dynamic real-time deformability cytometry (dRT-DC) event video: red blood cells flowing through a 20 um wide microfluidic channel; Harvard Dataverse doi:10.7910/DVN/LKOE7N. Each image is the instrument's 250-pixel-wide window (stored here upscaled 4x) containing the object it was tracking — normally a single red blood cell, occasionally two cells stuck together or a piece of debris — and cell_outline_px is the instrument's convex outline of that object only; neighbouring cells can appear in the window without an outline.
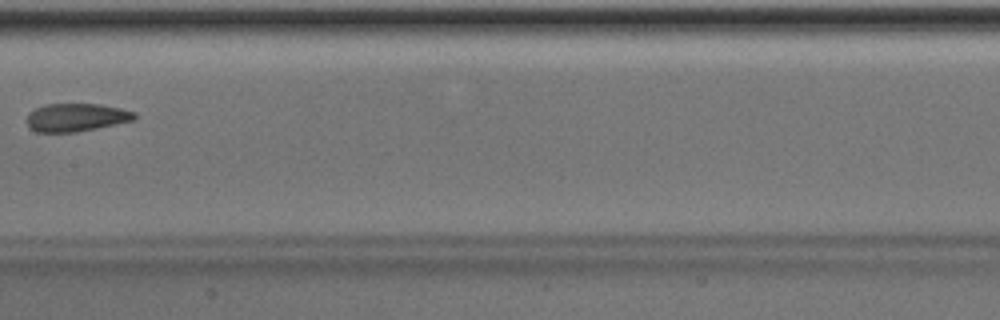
{"species": "Egyptian fruit bat (a non-hibernating species)", "species_latin": "Rousettus aegyptiacus", "temperature_condition": "room temperature", "stored_images_in_passage": 5, "camera_frame_rate_fps": 3000, "um_per_image_px": 0.085, "animal": {"sex": "male"}, "frame": {"image": 1, "passage_image": 5, "time_ms": 4.667, "image_size_px": [1000, 320], "cell_outline_px": [[136, 116], [132, 120], [96, 128], [76, 132], [36, 132], [28, 128], [28, 112], [44, 104], [100, 104], [120, 108], [136, 112]], "centroid_in_image_um": [6.44, 9.97], "position_along_channel_um": 201.0, "area_um2": 17.51}}